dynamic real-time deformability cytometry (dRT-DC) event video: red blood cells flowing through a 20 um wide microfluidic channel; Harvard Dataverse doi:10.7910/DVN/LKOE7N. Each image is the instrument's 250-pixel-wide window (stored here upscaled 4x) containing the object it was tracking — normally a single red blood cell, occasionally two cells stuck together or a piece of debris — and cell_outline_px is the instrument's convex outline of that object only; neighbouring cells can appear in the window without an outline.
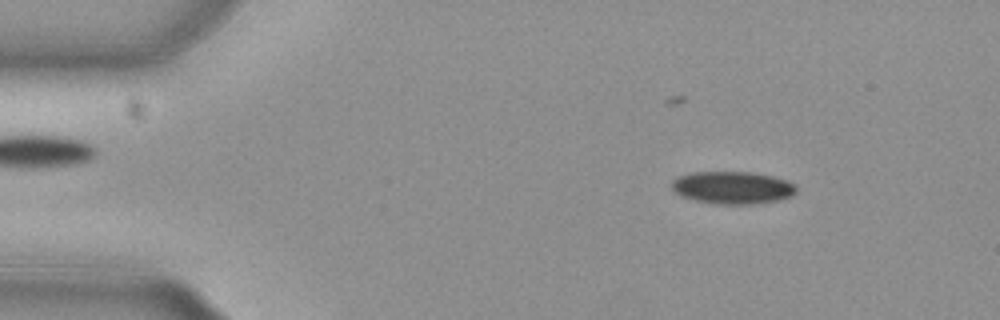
{"species": "common noctule bat (a hibernating species)", "species_latin": "Nyctalus noctula", "temperature_condition": "cold", "stored_images_in_passage": 23, "camera_frame_rate_fps": 3000, "um_per_image_px": 0.085, "animal": {"sex": "female", "body_mass_g": 29.2, "forearm_length_mm": 56.3}, "frame": {"image": 1, "passage_image": 8, "time_ms": 2.333, "image_size_px": [1000, 320], "cell_outline_px": [[796, 192], [792, 196], [776, 200], [752, 204], [720, 204], [696, 200], [684, 196], [676, 192], [672, 188], [672, 180], [680, 176], [692, 172], [752, 172], [772, 176], [788, 180], [796, 184]], "centroid_in_image_um": [62.31, 15.93], "position_along_channel_um": 22.7, "area_um2": 23.41}}
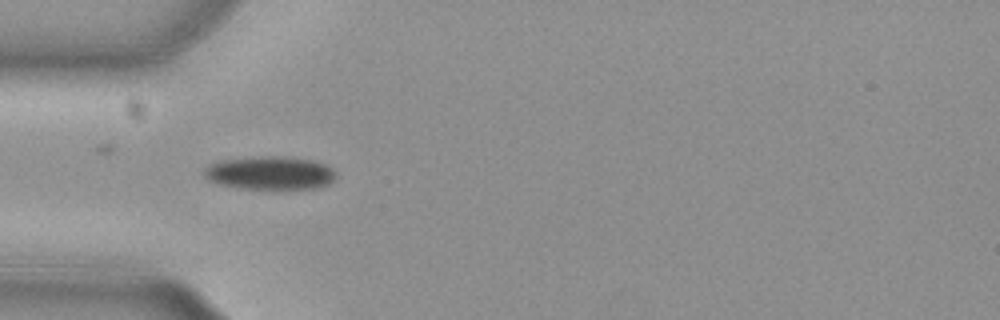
{"frame": {"image": 2, "passage_image": 17, "time_ms": 5.333, "image_size_px": [1000, 320], "cell_outline_px": [[336, 176], [328, 184], [316, 188], [244, 188], [216, 184], [208, 180], [204, 176], [204, 168], [208, 164], [220, 160], [252, 156], [284, 156], [312, 160], [324, 164], [332, 168], [336, 172]], "centroid_in_image_um": [22.91, 14.68], "position_along_channel_um": 62.1, "area_um2": 25.66}}
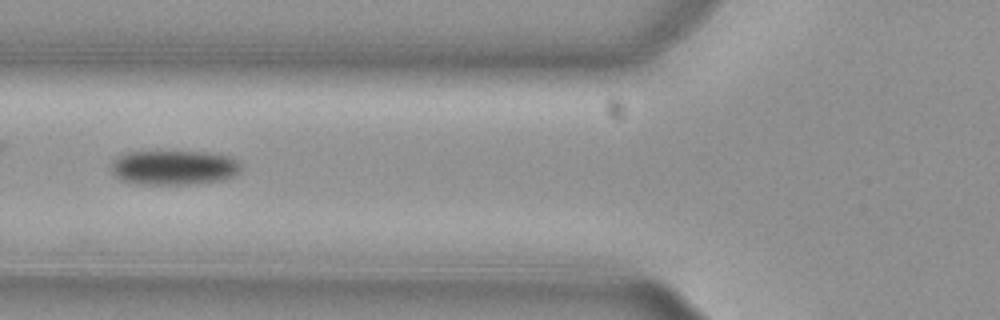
{"frame": {"image": 3, "passage_image": 21, "time_ms": 6.667, "image_size_px": [1000, 320], "cell_outline_px": [[240, 172], [232, 176], [220, 180], [188, 184], [136, 184], [120, 180], [112, 172], [112, 160], [128, 152], [204, 152], [228, 156], [236, 160], [240, 164]], "centroid_in_image_um": [14.75, 14.25], "position_along_channel_um": 111.0, "area_um2": 25.89}}